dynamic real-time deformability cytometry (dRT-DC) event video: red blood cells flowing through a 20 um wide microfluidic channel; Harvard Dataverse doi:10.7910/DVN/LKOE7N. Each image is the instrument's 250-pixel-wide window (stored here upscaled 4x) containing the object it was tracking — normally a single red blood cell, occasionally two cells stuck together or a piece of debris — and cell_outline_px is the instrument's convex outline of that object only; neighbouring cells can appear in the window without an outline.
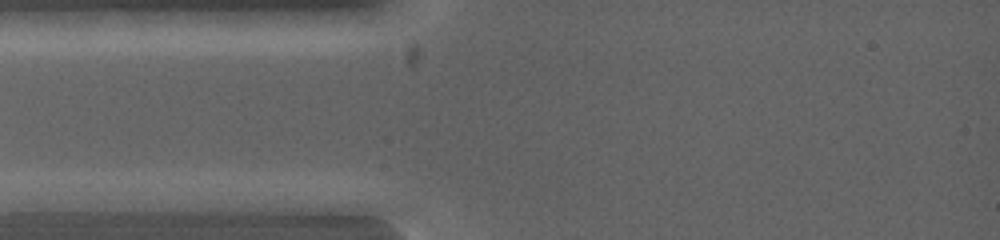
{"species": "common noctule bat (a hibernating species)", "species_latin": "Nyctalus noctula", "temperature_condition": "warm", "stored_images_in_passage": 5, "camera_frame_rate_fps": 5000, "um_per_image_px": 0.085, "animal": {"sex": "female", "body_mass_g": 19.0, "forearm_length_mm": 53.3}, "frame": {"image": 1, "passage_image": 2, "time_ms": 0.4, "image_size_px": [1000, 240], "cell_outline_px": [[120, 200], [88, 212], [28, 212], [12, 200], [48, 192], [120, 192]], "centroid_in_image_um": [5.73, 17.14], "position_along_channel_um": 79.3, "area_um2": 12.48}}